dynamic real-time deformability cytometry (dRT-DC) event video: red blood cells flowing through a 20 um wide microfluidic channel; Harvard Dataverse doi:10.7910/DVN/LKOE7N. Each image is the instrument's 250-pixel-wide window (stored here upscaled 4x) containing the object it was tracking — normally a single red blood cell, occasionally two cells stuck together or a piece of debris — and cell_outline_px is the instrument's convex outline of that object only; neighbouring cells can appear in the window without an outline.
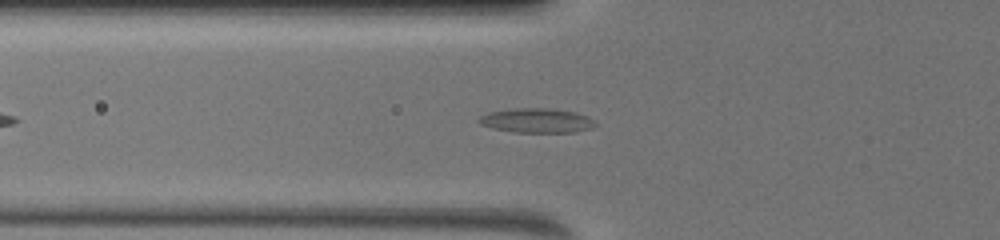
{"species": "common noctule bat (a hibernating species)", "species_latin": "Nyctalus noctula", "temperature_condition": "warm", "stored_images_in_passage": 37, "camera_frame_rate_fps": 3000, "um_per_image_px": 0.085, "animal": {"sex": "female", "body_mass_g": 19.5, "forearm_length_mm": 54.1}, "frame": {"image": 1, "passage_image": 10, "time_ms": 3.0, "image_size_px": [1000, 240], "cell_outline_px": [[596, 124], [592, 128], [576, 132], [512, 132], [492, 128], [480, 124], [476, 120], [480, 116], [488, 112], [520, 108], [548, 108], [572, 112], [588, 116], [596, 120]], "centroid_in_image_um": [45.62, 10.25], "position_along_channel_um": 80.2, "area_um2": 16.59}}
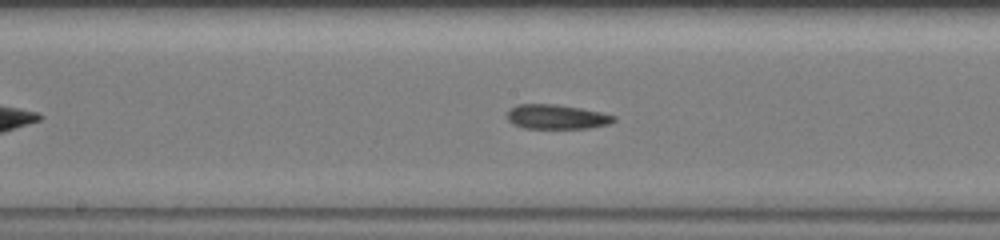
{"frame": {"image": 2, "passage_image": 22, "time_ms": 6.0, "image_size_px": [1000, 240], "cell_outline_px": [[616, 120], [608, 124], [588, 128], [524, 128], [512, 124], [508, 120], [508, 112], [512, 108], [520, 104], [556, 104], [580, 108], [600, 112], [616, 116]], "centroid_in_image_um": [47.32, 9.93], "position_along_channel_um": 200.9, "area_um2": 15.09}}
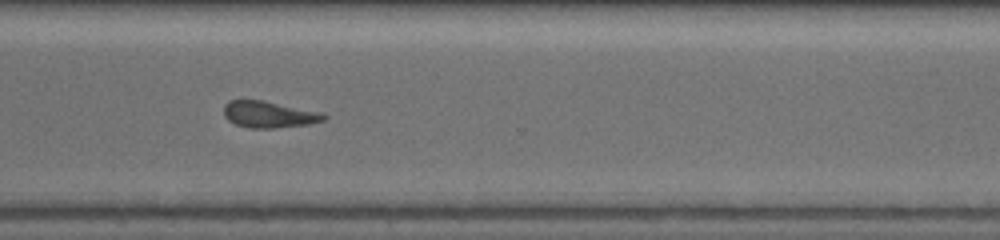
{"frame": {"image": 3, "passage_image": 36, "time_ms": 9.667, "image_size_px": [1000, 240], "cell_outline_px": [[328, 116], [324, 120], [308, 124], [276, 128], [248, 128], [236, 124], [228, 120], [224, 116], [224, 104], [228, 100], [264, 100], [324, 112]], "centroid_in_image_um": [22.88, 9.72], "position_along_channel_um": 347.7, "area_um2": 15.72}}